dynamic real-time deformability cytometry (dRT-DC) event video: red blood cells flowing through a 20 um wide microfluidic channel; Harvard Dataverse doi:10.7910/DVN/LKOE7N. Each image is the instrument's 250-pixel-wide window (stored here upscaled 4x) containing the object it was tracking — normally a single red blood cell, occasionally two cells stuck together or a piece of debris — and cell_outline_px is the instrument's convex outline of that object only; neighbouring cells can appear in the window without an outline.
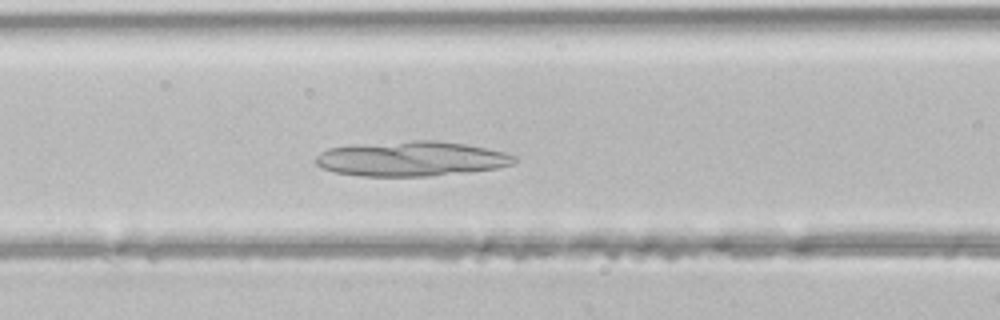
{"species": "common noctule bat (a hibernating species)", "species_latin": "Nyctalus noctula", "temperature_condition": "room temperature", "stored_images_in_passage": 35, "camera_frame_rate_fps": 3000, "um_per_image_px": 0.085, "animal": {"sex": "male", "body_mass_g": 21.5, "forearm_length_mm": 52.0}, "frame": {"image": 1, "passage_image": 7, "time_ms": 2.0, "image_size_px": [1000, 320], "cell_outline_px": [[516, 160], [512, 164], [496, 168], [468, 172], [428, 176], [360, 176], [336, 172], [324, 168], [316, 164], [316, 156], [320, 152], [328, 148], [412, 140], [436, 140], [464, 144], [488, 148], [504, 152], [516, 156]], "centroid_in_image_um": [35.0, 13.5], "position_along_channel_um": 131.6, "area_um2": 40.0}}
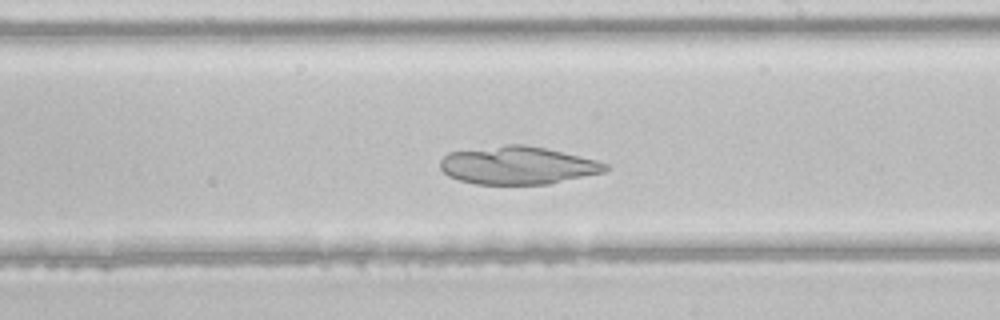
{"frame": {"image": 2, "passage_image": 15, "time_ms": 4.667, "image_size_px": [1000, 320], "cell_outline_px": [[608, 168], [604, 172], [548, 184], [476, 184], [460, 180], [448, 176], [440, 168], [440, 160], [448, 152], [504, 144], [524, 144], [544, 148], [580, 156], [596, 160], [608, 164]], "centroid_in_image_um": [43.97, 14.05], "position_along_channel_um": 245.0, "area_um2": 36.41}}
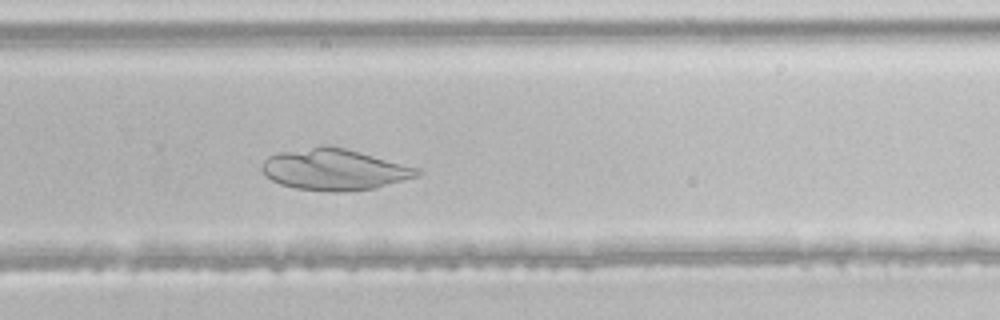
{"frame": {"image": 3, "passage_image": 19, "time_ms": 6.0, "image_size_px": [1000, 320], "cell_outline_px": [[424, 172], [420, 176], [376, 188], [344, 192], [332, 192], [296, 188], [280, 184], [272, 180], [260, 168], [264, 160], [268, 156], [276, 152], [320, 144], [328, 144], [360, 152], [420, 168]], "centroid_in_image_um": [28.44, 14.39], "position_along_channel_um": 301.4, "area_um2": 37.92}}